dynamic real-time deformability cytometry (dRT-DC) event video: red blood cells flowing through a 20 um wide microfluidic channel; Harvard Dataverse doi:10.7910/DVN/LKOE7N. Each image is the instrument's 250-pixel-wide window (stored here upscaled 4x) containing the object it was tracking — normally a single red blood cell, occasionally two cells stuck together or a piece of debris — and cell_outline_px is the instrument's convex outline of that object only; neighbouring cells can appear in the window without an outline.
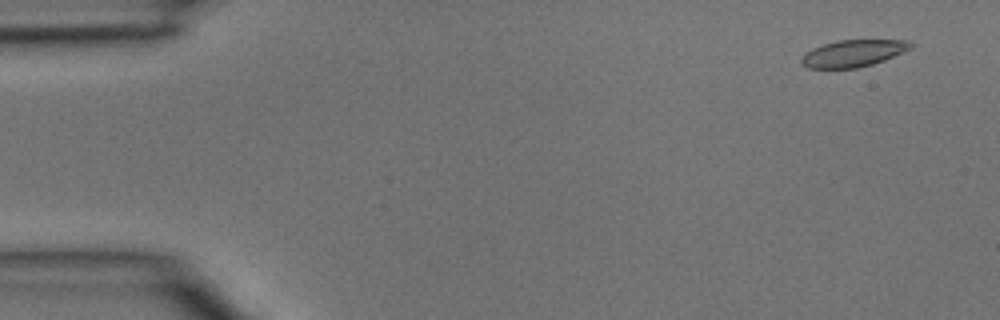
{"species": "common noctule bat (a hibernating species)", "species_latin": "Nyctalus noctula", "temperature_condition": "room temperature", "stored_images_in_passage": 4, "camera_frame_rate_fps": 3000, "um_per_image_px": 0.085, "animal": {"sex": "male", "body_mass_g": 15.6}, "frame": {"image": 1, "passage_image": 1, "time_ms": 0.0, "image_size_px": [1000, 320], "cell_outline_px": [[912, 48], [884, 60], [872, 64], [856, 68], [808, 68], [800, 64], [800, 60], [812, 48], [836, 40], [908, 40], [912, 44]], "centroid_in_image_um": [72.51, 4.53], "position_along_channel_um": 12.5, "area_um2": 16.99}}
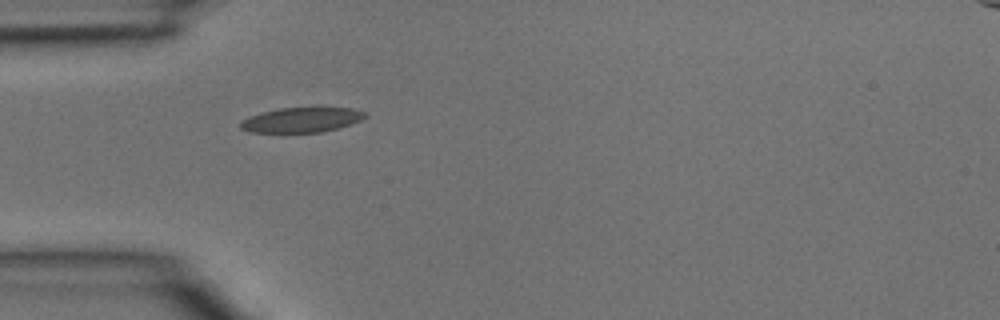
{"frame": {"image": 2, "passage_image": 4, "time_ms": 1.0, "image_size_px": [1000, 320], "cell_outline_px": [[368, 116], [352, 124], [320, 132], [252, 132], [240, 128], [240, 124], [244, 120], [252, 116], [264, 112], [280, 108], [316, 104], [352, 108], [368, 112]], "centroid_in_image_um": [25.78, 10.12], "position_along_channel_um": 59.2, "area_um2": 18.79}}